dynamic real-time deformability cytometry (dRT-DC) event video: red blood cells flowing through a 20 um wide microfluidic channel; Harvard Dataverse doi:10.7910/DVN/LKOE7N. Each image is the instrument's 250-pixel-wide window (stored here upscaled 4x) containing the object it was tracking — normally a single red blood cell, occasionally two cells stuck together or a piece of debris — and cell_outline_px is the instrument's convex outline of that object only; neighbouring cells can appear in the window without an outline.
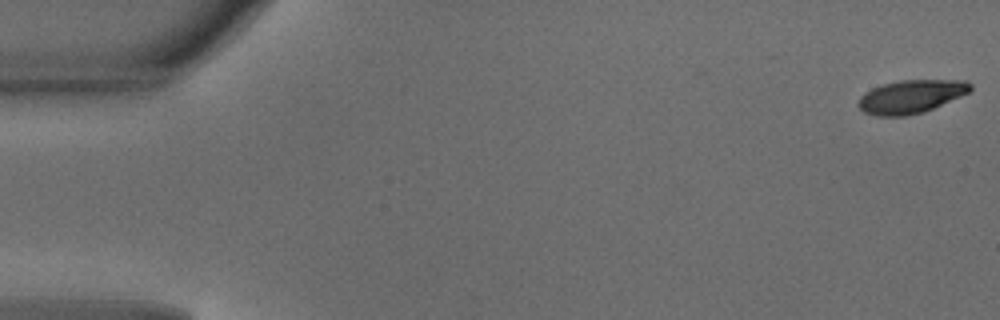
{"species": "common noctule bat (a hibernating species)", "species_latin": "Nyctalus noctula", "temperature_condition": "warm", "stored_images_in_passage": 27, "camera_frame_rate_fps": 3000, "um_per_image_px": 0.085, "animal": {"sex": "male", "body_mass_g": 18.8}, "frame": {"image": 1, "passage_image": 1, "time_ms": 0.0, "image_size_px": [1000, 320], "cell_outline_px": [[972, 88], [968, 92], [960, 96], [924, 112], [904, 116], [876, 116], [864, 112], [856, 104], [860, 96], [864, 92], [872, 88], [884, 84], [900, 80], [964, 80], [972, 84]], "centroid_in_image_um": [77.4, 8.21], "position_along_channel_um": 7.6, "area_um2": 21.68}}
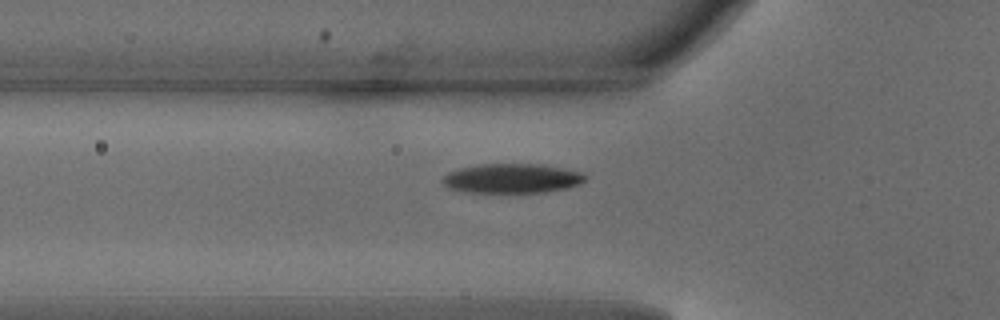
{"frame": {"image": 2, "passage_image": 17, "time_ms": 5.333, "image_size_px": [1000, 320], "cell_outline_px": [[588, 176], [580, 184], [568, 188], [544, 192], [472, 192], [448, 188], [440, 180], [448, 172], [460, 168], [480, 164], [540, 164], [580, 172]], "centroid_in_image_um": [43.51, 15.16], "position_along_channel_um": 82.3, "area_um2": 24.33}}
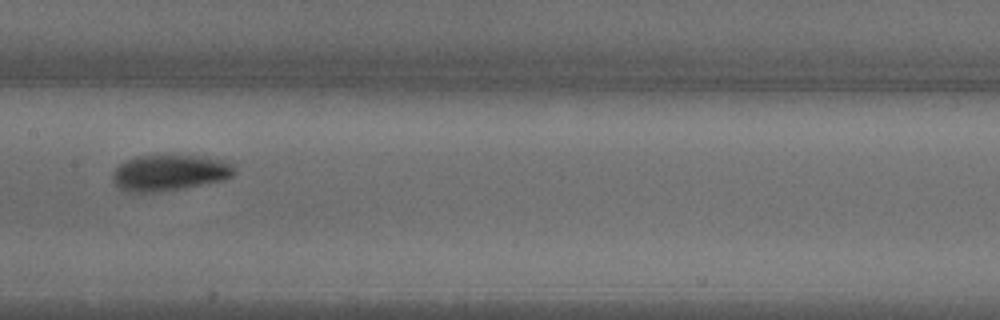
{"frame": {"image": 3, "passage_image": 25, "time_ms": 8.0, "image_size_px": [1000, 320], "cell_outline_px": [[236, 172], [232, 176], [224, 180], [184, 188], [152, 192], [128, 192], [120, 188], [112, 180], [112, 172], [120, 164], [136, 156], [204, 156], [228, 160], [232, 164]], "centroid_in_image_um": [14.45, 14.68], "position_along_channel_um": 193.0, "area_um2": 25.55}}